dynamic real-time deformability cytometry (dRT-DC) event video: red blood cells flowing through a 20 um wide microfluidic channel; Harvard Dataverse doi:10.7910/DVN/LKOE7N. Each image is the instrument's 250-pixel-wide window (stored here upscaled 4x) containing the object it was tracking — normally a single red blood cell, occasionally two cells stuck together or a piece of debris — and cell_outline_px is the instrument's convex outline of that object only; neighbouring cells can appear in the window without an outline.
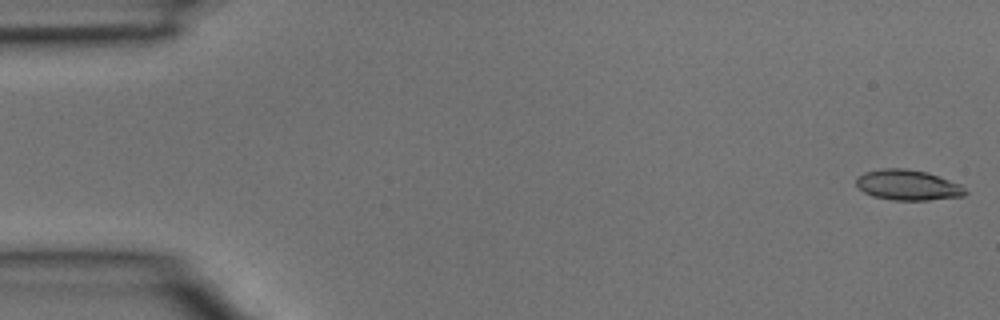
{"species": "common noctule bat (a hibernating species)", "species_latin": "Nyctalus noctula", "temperature_condition": "room temperature", "stored_images_in_passage": 4, "camera_frame_rate_fps": 3000, "um_per_image_px": 0.085, "animal": {"sex": "male", "body_mass_g": 15.6}, "frame": {"image": 1, "passage_image": 1, "time_ms": 0.0, "image_size_px": [1000, 320], "cell_outline_px": [[968, 192], [964, 196], [928, 200], [892, 200], [872, 196], [856, 188], [856, 180], [864, 172], [884, 168], [904, 168], [928, 172], [960, 184]], "centroid_in_image_um": [77.16, 15.73], "position_along_channel_um": 7.8, "area_um2": 19.42}}
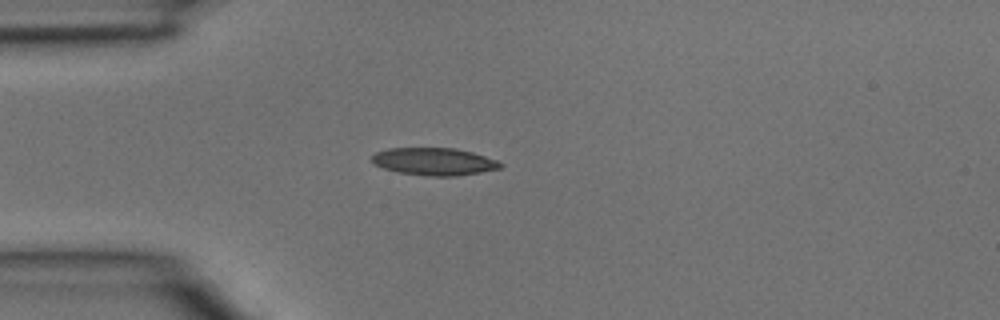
{"frame": {"image": 2, "passage_image": 4, "time_ms": 1.0, "image_size_px": [1000, 320], "cell_outline_px": [[504, 164], [500, 168], [480, 172], [456, 176], [428, 176], [400, 172], [384, 168], [376, 164], [372, 160], [372, 156], [376, 152], [388, 148], [456, 148], [472, 152], [496, 160]], "centroid_in_image_um": [36.92, 13.72], "position_along_channel_um": 48.1, "area_um2": 20.35}}